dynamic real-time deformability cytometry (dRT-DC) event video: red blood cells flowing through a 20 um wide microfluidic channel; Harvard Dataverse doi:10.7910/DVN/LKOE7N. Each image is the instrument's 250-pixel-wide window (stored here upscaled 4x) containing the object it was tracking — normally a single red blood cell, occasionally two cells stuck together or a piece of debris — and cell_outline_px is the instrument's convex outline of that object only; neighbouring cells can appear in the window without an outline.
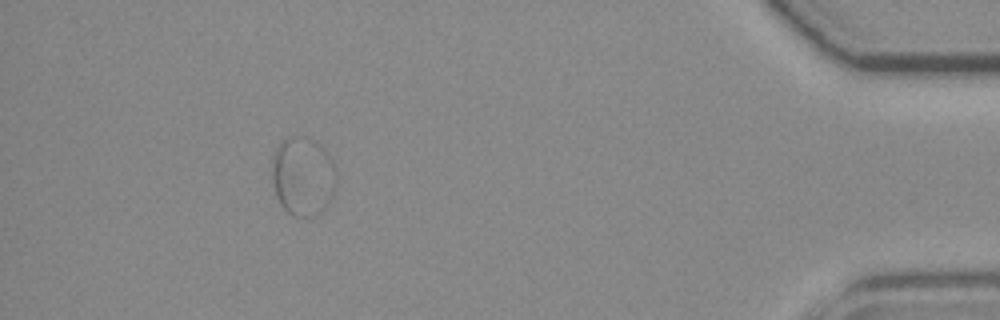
{"species": "common noctule bat (a hibernating species)", "species_latin": "Nyctalus noctula", "temperature_condition": "room temperature", "stored_images_in_passage": 43, "segment_of_instrument_passage": [2, 2], "camera_frame_rate_fps": 3000, "um_per_image_px": 0.085, "animal": {"sex": "female", "body_mass_g": 19.3, "forearm_length_mm": 54.1}, "frame": {"image": 1, "passage_image": 38, "time_ms": 12.333, "image_size_px": [1000, 320], "cell_outline_px": [[336, 188], [328, 204], [316, 216], [292, 216], [280, 204], [276, 196], [272, 180], [272, 156], [280, 140], [284, 136], [304, 136], [320, 144], [324, 148], [332, 160], [336, 168]], "centroid_in_image_um": [25.74, 14.96], "position_along_channel_um": 409.5, "area_um2": 30.17}}